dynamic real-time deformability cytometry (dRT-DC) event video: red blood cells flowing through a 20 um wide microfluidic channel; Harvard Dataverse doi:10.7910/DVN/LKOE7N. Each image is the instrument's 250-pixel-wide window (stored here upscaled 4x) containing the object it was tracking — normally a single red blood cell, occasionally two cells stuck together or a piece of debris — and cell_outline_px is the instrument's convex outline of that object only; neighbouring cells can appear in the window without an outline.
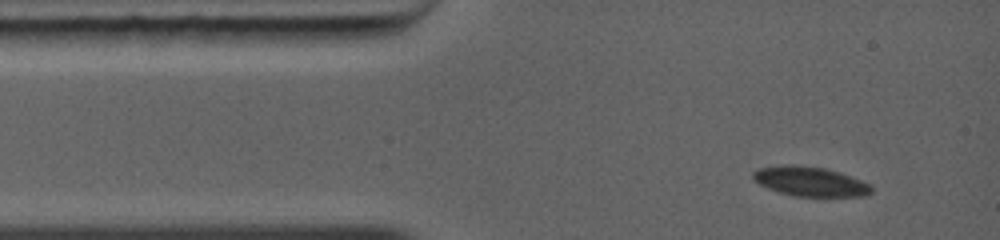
{"species": "common noctule bat (a hibernating species)", "species_latin": "Nyctalus noctula", "temperature_condition": "warm", "stored_images_in_passage": 3, "camera_frame_rate_fps": 5000, "um_per_image_px": 0.085, "animal": {"sex": "female", "body_mass_g": 19.0, "forearm_length_mm": 56.7}, "frame": {"image": 1, "passage_image": 1, "time_ms": 0.0, "image_size_px": [1000, 240], "cell_outline_px": [[872, 192], [864, 196], [792, 196], [768, 188], [752, 180], [752, 172], [760, 168], [788, 164], [824, 168], [860, 180], [868, 184], [872, 188]], "centroid_in_image_um": [68.81, 15.43], "position_along_channel_um": 16.2, "area_um2": 20.0}}